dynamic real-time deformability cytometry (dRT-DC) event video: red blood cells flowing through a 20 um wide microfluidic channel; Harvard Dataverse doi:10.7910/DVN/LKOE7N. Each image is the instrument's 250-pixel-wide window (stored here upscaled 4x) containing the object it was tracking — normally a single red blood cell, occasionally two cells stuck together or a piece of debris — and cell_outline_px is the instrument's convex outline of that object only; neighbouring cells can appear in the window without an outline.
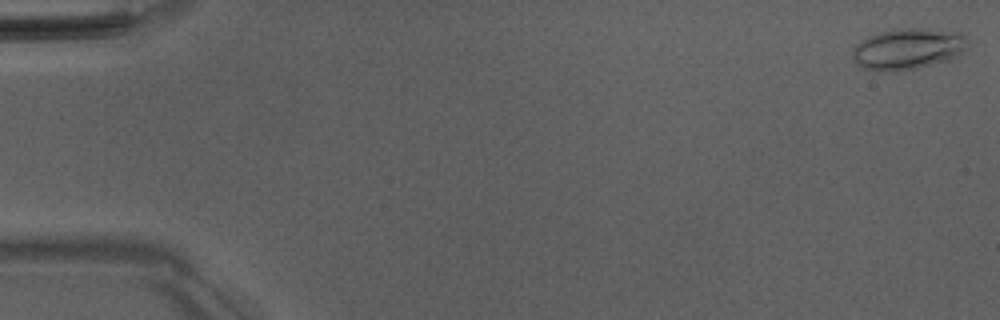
{"species": "Egyptian fruit bat (a non-hibernating species)", "species_latin": "Rousettus aegyptiacus", "temperature_condition": "room temperature", "stored_images_in_passage": 52, "camera_frame_rate_fps": 3000, "um_per_image_px": 0.085, "animal": {"sex": "male"}, "frame": {"image": 1, "passage_image": 1, "time_ms": 0.0, "image_size_px": [1000, 320], "cell_outline_px": [[968, 48], [944, 60], [916, 68], [896, 72], [880, 72], [860, 68], [856, 64], [852, 56], [852, 48], [856, 44], [868, 36], [880, 32], [908, 28], [920, 28], [960, 32], [968, 40]], "centroid_in_image_um": [77.1, 4.17], "position_along_channel_um": 7.9, "area_um2": 27.51}}
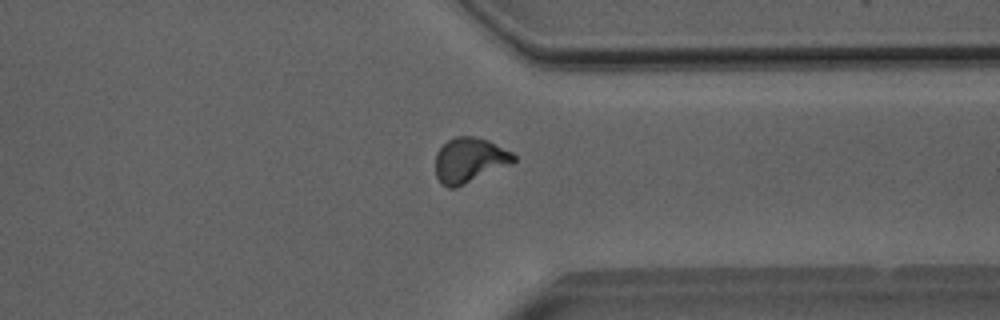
{"frame": {"image": 2, "passage_image": 40, "time_ms": 13.0, "image_size_px": [1000, 320], "cell_outline_px": [[516, 160], [512, 164], [456, 188], [448, 188], [440, 184], [436, 176], [436, 152], [448, 140], [456, 136], [472, 136], [488, 140], [512, 152], [516, 156]], "centroid_in_image_um": [39.91, 13.63], "position_along_channel_um": 371.5, "area_um2": 20.63}}
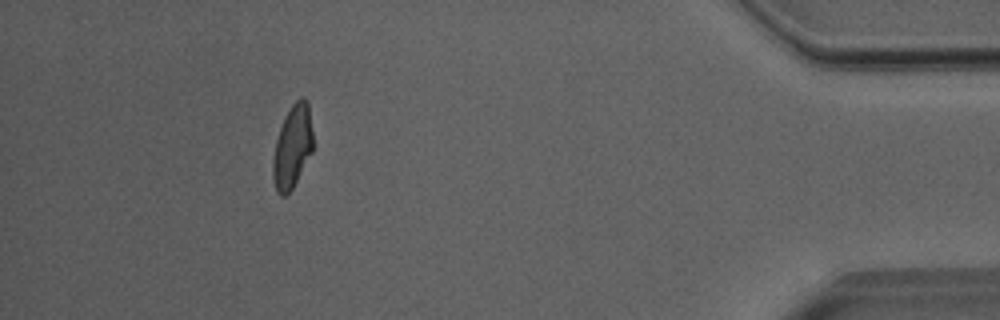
{"frame": {"image": 3, "passage_image": 47, "time_ms": 15.333, "image_size_px": [1000, 320], "cell_outline_px": [[312, 152], [292, 188], [284, 196], [280, 196], [276, 192], [272, 180], [272, 160], [276, 140], [284, 116], [292, 104], [300, 96], [304, 96], [308, 100], [312, 132]], "centroid_in_image_um": [24.84, 12.45], "position_along_channel_um": 410.4, "area_um2": 19.48}, "authors_computed_cell_mechanics": {"area_um2": 20.0566, "velocity_mm_per_s": 4.0217, "shape_relaxation_time_tau1_ms": 7.1263, "shape_relaxation_time_tau2_ms": 1.897, "deformation_change_tau1": 0.2002, "deformation_change_tau2": 0.0818}}